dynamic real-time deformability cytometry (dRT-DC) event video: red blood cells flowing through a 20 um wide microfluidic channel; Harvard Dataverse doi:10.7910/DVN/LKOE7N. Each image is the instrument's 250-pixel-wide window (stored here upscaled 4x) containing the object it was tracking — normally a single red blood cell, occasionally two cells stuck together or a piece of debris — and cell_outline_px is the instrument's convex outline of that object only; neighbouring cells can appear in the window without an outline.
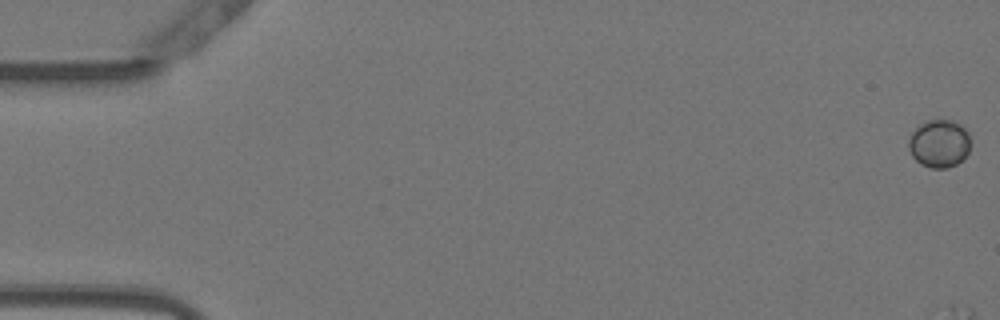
{"species": "Egyptian fruit bat (a non-hibernating species)", "species_latin": "Rousettus aegyptiacus", "temperature_condition": "warm", "stored_images_in_passage": 7, "camera_frame_rate_fps": 3000, "um_per_image_px": 0.085, "animal": {"sex": "female"}, "frame": {"image": 1, "passage_image": 1, "time_ms": 0.0, "image_size_px": [1000, 320], "cell_outline_px": [[972, 144], [968, 152], [956, 164], [948, 168], [932, 168], [920, 164], [912, 156], [908, 148], [908, 140], [912, 132], [920, 124], [928, 120], [952, 120], [960, 124], [968, 132], [972, 140]], "centroid_in_image_um": [79.85, 12.2], "position_along_channel_um": 5.2, "area_um2": 17.46}}